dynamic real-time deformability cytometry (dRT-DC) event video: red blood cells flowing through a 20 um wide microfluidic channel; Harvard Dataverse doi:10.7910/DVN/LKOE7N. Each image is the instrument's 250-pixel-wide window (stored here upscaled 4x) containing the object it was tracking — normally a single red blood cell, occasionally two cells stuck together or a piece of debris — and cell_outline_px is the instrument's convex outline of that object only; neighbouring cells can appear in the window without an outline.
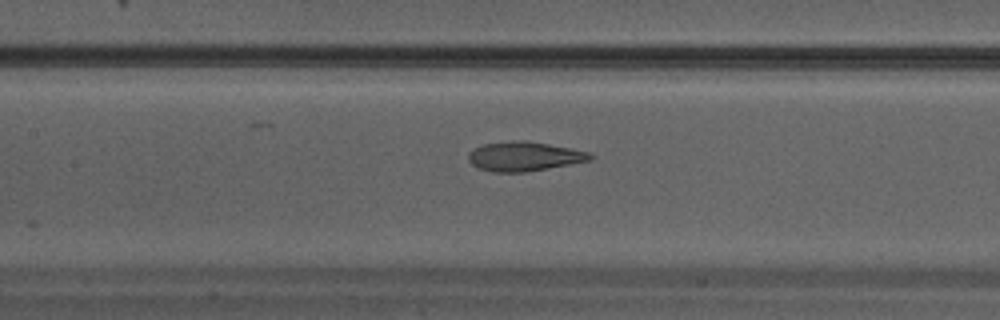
{"species": "Egyptian fruit bat (a non-hibernating species)", "species_latin": "Rousettus aegyptiacus", "temperature_condition": "warm", "stored_images_in_passage": 26, "camera_frame_rate_fps": 3000, "um_per_image_px": 0.085, "animal": {"sex": "male"}, "frame": {"image": 1, "passage_image": 11, "time_ms": 3.333, "image_size_px": [1000, 320], "cell_outline_px": [[596, 156], [592, 160], [524, 172], [492, 172], [476, 168], [468, 160], [468, 152], [484, 144], [512, 140], [524, 140], [548, 144], [588, 152]], "centroid_in_image_um": [44.53, 13.29], "position_along_channel_um": 162.9, "area_um2": 20.75}}
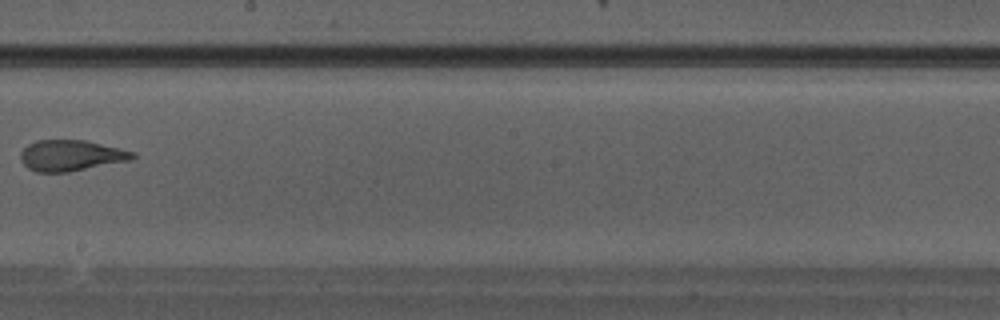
{"frame": {"image": 2, "passage_image": 15, "time_ms": 4.667, "image_size_px": [1000, 320], "cell_outline_px": [[136, 156], [128, 160], [68, 172], [36, 172], [28, 168], [20, 160], [20, 152], [28, 144], [36, 140], [84, 140], [120, 148], [136, 152]], "centroid_in_image_um": [5.99, 13.21], "position_along_channel_um": 242.2, "area_um2": 20.06}}
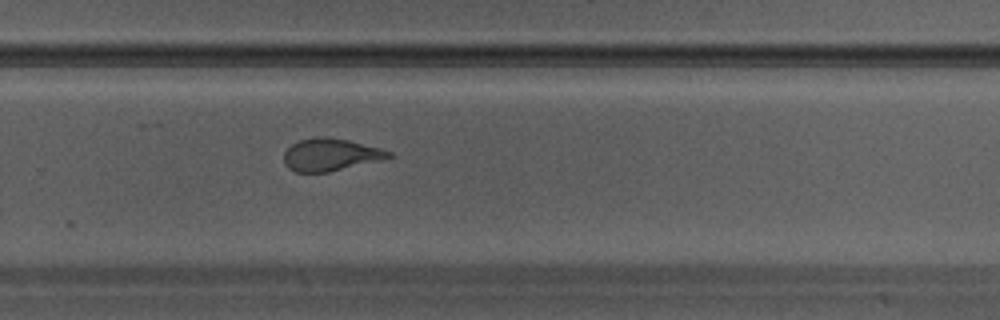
{"frame": {"image": 3, "passage_image": 18, "time_ms": 5.667, "image_size_px": [1000, 320], "cell_outline_px": [[392, 156], [384, 160], [328, 172], [296, 172], [288, 168], [284, 164], [284, 152], [292, 144], [300, 140], [316, 136], [324, 136], [348, 140], [380, 148], [392, 152]], "centroid_in_image_um": [28.1, 13.15], "position_along_channel_um": 301.7, "area_um2": 19.88}}